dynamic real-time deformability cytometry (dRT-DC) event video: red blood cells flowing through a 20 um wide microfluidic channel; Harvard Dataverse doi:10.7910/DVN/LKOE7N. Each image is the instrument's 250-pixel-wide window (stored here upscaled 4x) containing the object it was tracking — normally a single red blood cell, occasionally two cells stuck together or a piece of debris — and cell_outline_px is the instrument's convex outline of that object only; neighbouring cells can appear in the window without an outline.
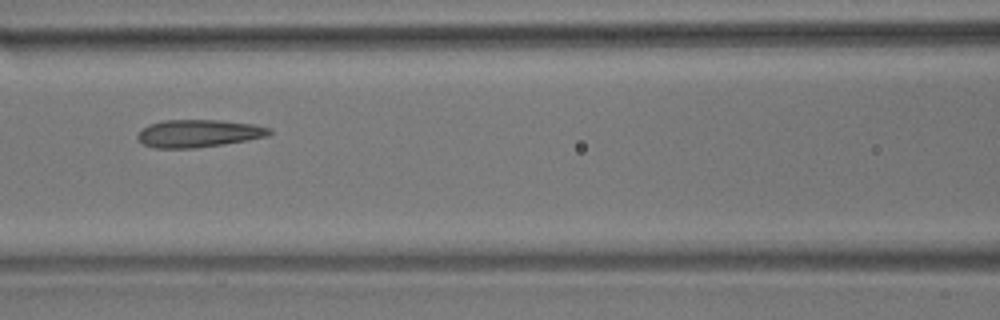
{"species": "common noctule bat (a hibernating species)", "species_latin": "Nyctalus noctula", "temperature_condition": "room temperature", "stored_images_in_passage": 8, "camera_frame_rate_fps": 3000, "um_per_image_px": 0.085, "animal": {"sex": "male", "body_mass_g": 17.9}, "frame": {"image": 1, "passage_image": 4, "time_ms": 1.0, "image_size_px": [1000, 320], "cell_outline_px": [[272, 132], [268, 136], [248, 140], [224, 144], [196, 148], [156, 148], [144, 144], [136, 136], [148, 124], [164, 120], [220, 120], [252, 124], [272, 128]], "centroid_in_image_um": [16.91, 11.34], "position_along_channel_um": 149.7, "area_um2": 21.15}}
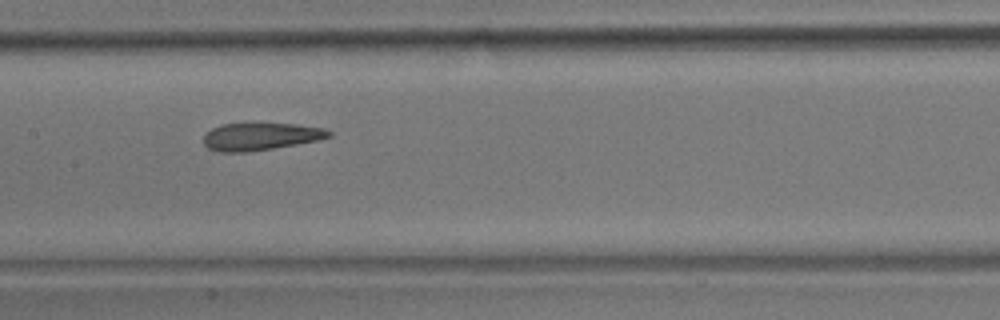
{"frame": {"image": 2, "passage_image": 5, "time_ms": 1.333, "image_size_px": [1000, 320], "cell_outline_px": [[332, 136], [316, 140], [296, 144], [272, 148], [244, 152], [220, 152], [208, 148], [204, 144], [204, 132], [220, 124], [296, 124], [324, 128], [332, 132]], "centroid_in_image_um": [22.11, 11.6], "position_along_channel_um": 185.3, "area_um2": 19.83}}
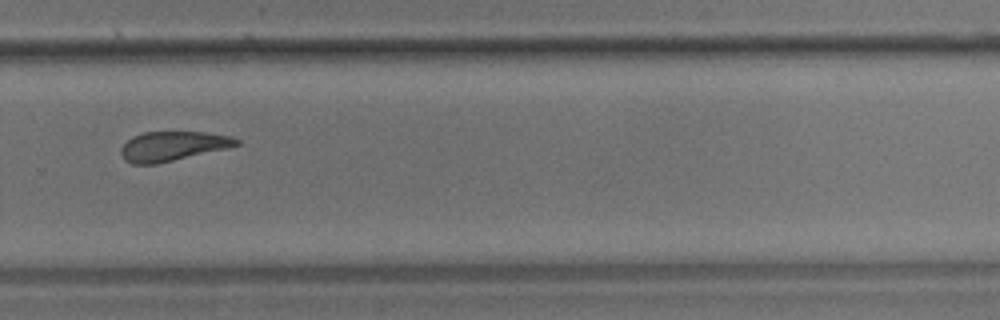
{"frame": {"image": 3, "passage_image": 8, "time_ms": 2.333, "image_size_px": [1000, 320], "cell_outline_px": [[240, 144], [224, 148], [156, 164], [132, 164], [124, 160], [120, 152], [120, 148], [132, 136], [144, 132], [204, 132], [228, 136], [240, 140]], "centroid_in_image_um": [14.6, 12.42], "position_along_channel_um": 315.2, "area_um2": 19.48}}